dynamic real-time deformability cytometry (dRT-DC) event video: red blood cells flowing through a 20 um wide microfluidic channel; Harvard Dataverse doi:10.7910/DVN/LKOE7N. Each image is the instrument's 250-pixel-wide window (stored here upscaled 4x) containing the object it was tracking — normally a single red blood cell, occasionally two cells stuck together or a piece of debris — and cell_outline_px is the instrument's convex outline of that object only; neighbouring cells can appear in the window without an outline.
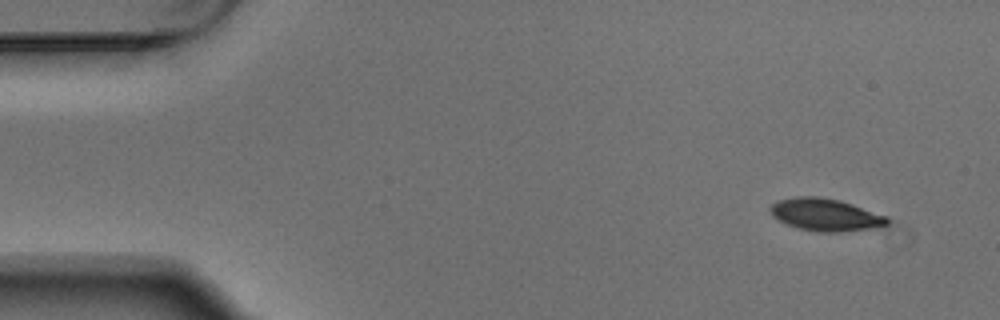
{"species": "Egyptian fruit bat (a non-hibernating species)", "species_latin": "Rousettus aegyptiacus", "temperature_condition": "warm", "stored_images_in_passage": 6, "camera_frame_rate_fps": 3000, "um_per_image_px": 0.085, "animal": {"sex": "male"}, "frame": {"image": 1, "passage_image": 1, "time_ms": 0.0, "image_size_px": [1000, 320], "cell_outline_px": [[888, 224], [872, 228], [840, 232], [820, 232], [800, 228], [788, 224], [772, 216], [768, 208], [776, 200], [796, 196], [820, 196], [840, 200], [888, 216]], "centroid_in_image_um": [70.15, 18.23], "position_along_channel_um": 14.9, "area_um2": 22.08}}
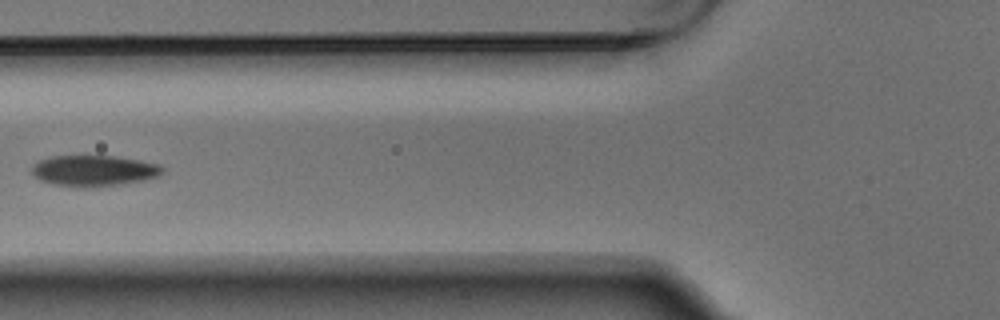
{"frame": {"image": 2, "passage_image": 5, "time_ms": 1.333, "image_size_px": [1000, 320], "cell_outline_px": [[164, 172], [160, 176], [144, 180], [124, 184], [92, 188], [80, 188], [52, 184], [40, 180], [32, 176], [32, 164], [40, 160], [52, 156], [116, 156], [140, 160], [160, 164], [164, 168]], "centroid_in_image_um": [7.99, 14.53], "position_along_channel_um": 117.8, "area_um2": 24.1}}
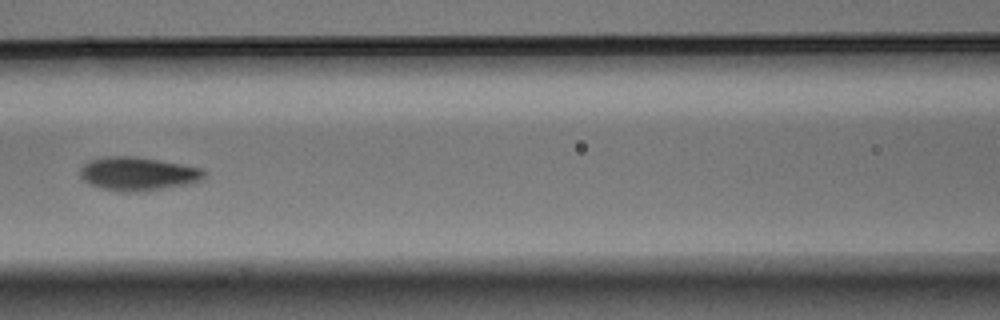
{"frame": {"image": 3, "passage_image": 6, "time_ms": 1.667, "image_size_px": [1000, 320], "cell_outline_px": [[204, 176], [200, 180], [192, 184], [144, 192], [120, 192], [100, 188], [84, 180], [80, 176], [80, 168], [88, 160], [108, 156], [132, 156], [204, 168]], "centroid_in_image_um": [11.73, 14.79], "position_along_channel_um": 154.9, "area_um2": 24.39}}